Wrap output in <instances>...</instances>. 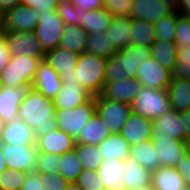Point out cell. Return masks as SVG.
Wrapping results in <instances>:
<instances>
[{
    "mask_svg": "<svg viewBox=\"0 0 190 190\" xmlns=\"http://www.w3.org/2000/svg\"><path fill=\"white\" fill-rule=\"evenodd\" d=\"M151 56L162 66L173 71L177 54V46L173 41L156 40L151 45Z\"/></svg>",
    "mask_w": 190,
    "mask_h": 190,
    "instance_id": "cell-36",
    "label": "cell"
},
{
    "mask_svg": "<svg viewBox=\"0 0 190 190\" xmlns=\"http://www.w3.org/2000/svg\"><path fill=\"white\" fill-rule=\"evenodd\" d=\"M57 11L65 24L80 26L82 13L85 11L75 7L71 0H59Z\"/></svg>",
    "mask_w": 190,
    "mask_h": 190,
    "instance_id": "cell-42",
    "label": "cell"
},
{
    "mask_svg": "<svg viewBox=\"0 0 190 190\" xmlns=\"http://www.w3.org/2000/svg\"><path fill=\"white\" fill-rule=\"evenodd\" d=\"M190 40V18L187 15H181L177 11L176 37L175 45H187Z\"/></svg>",
    "mask_w": 190,
    "mask_h": 190,
    "instance_id": "cell-46",
    "label": "cell"
},
{
    "mask_svg": "<svg viewBox=\"0 0 190 190\" xmlns=\"http://www.w3.org/2000/svg\"><path fill=\"white\" fill-rule=\"evenodd\" d=\"M151 184L156 190H190L176 167L160 166L152 171Z\"/></svg>",
    "mask_w": 190,
    "mask_h": 190,
    "instance_id": "cell-24",
    "label": "cell"
},
{
    "mask_svg": "<svg viewBox=\"0 0 190 190\" xmlns=\"http://www.w3.org/2000/svg\"><path fill=\"white\" fill-rule=\"evenodd\" d=\"M59 0H21V4L27 5L38 12L57 10Z\"/></svg>",
    "mask_w": 190,
    "mask_h": 190,
    "instance_id": "cell-49",
    "label": "cell"
},
{
    "mask_svg": "<svg viewBox=\"0 0 190 190\" xmlns=\"http://www.w3.org/2000/svg\"><path fill=\"white\" fill-rule=\"evenodd\" d=\"M12 55L26 54L44 59L45 51L34 31H9L2 32Z\"/></svg>",
    "mask_w": 190,
    "mask_h": 190,
    "instance_id": "cell-10",
    "label": "cell"
},
{
    "mask_svg": "<svg viewBox=\"0 0 190 190\" xmlns=\"http://www.w3.org/2000/svg\"><path fill=\"white\" fill-rule=\"evenodd\" d=\"M156 40L154 23L131 17L130 44L151 47Z\"/></svg>",
    "mask_w": 190,
    "mask_h": 190,
    "instance_id": "cell-32",
    "label": "cell"
},
{
    "mask_svg": "<svg viewBox=\"0 0 190 190\" xmlns=\"http://www.w3.org/2000/svg\"><path fill=\"white\" fill-rule=\"evenodd\" d=\"M65 190H83L80 185L75 182H70Z\"/></svg>",
    "mask_w": 190,
    "mask_h": 190,
    "instance_id": "cell-59",
    "label": "cell"
},
{
    "mask_svg": "<svg viewBox=\"0 0 190 190\" xmlns=\"http://www.w3.org/2000/svg\"><path fill=\"white\" fill-rule=\"evenodd\" d=\"M177 172L190 188V154H186L176 165Z\"/></svg>",
    "mask_w": 190,
    "mask_h": 190,
    "instance_id": "cell-51",
    "label": "cell"
},
{
    "mask_svg": "<svg viewBox=\"0 0 190 190\" xmlns=\"http://www.w3.org/2000/svg\"><path fill=\"white\" fill-rule=\"evenodd\" d=\"M83 190H105L97 170H83L75 181Z\"/></svg>",
    "mask_w": 190,
    "mask_h": 190,
    "instance_id": "cell-44",
    "label": "cell"
},
{
    "mask_svg": "<svg viewBox=\"0 0 190 190\" xmlns=\"http://www.w3.org/2000/svg\"><path fill=\"white\" fill-rule=\"evenodd\" d=\"M173 11L161 0H133L131 17L155 23Z\"/></svg>",
    "mask_w": 190,
    "mask_h": 190,
    "instance_id": "cell-21",
    "label": "cell"
},
{
    "mask_svg": "<svg viewBox=\"0 0 190 190\" xmlns=\"http://www.w3.org/2000/svg\"><path fill=\"white\" fill-rule=\"evenodd\" d=\"M18 4H21V0H0V13L3 15Z\"/></svg>",
    "mask_w": 190,
    "mask_h": 190,
    "instance_id": "cell-55",
    "label": "cell"
},
{
    "mask_svg": "<svg viewBox=\"0 0 190 190\" xmlns=\"http://www.w3.org/2000/svg\"><path fill=\"white\" fill-rule=\"evenodd\" d=\"M60 155L38 151L35 165V172L37 173H58Z\"/></svg>",
    "mask_w": 190,
    "mask_h": 190,
    "instance_id": "cell-43",
    "label": "cell"
},
{
    "mask_svg": "<svg viewBox=\"0 0 190 190\" xmlns=\"http://www.w3.org/2000/svg\"><path fill=\"white\" fill-rule=\"evenodd\" d=\"M2 27V14L0 13V28Z\"/></svg>",
    "mask_w": 190,
    "mask_h": 190,
    "instance_id": "cell-64",
    "label": "cell"
},
{
    "mask_svg": "<svg viewBox=\"0 0 190 190\" xmlns=\"http://www.w3.org/2000/svg\"><path fill=\"white\" fill-rule=\"evenodd\" d=\"M177 59L172 71V77L190 79V40L187 45L176 49Z\"/></svg>",
    "mask_w": 190,
    "mask_h": 190,
    "instance_id": "cell-40",
    "label": "cell"
},
{
    "mask_svg": "<svg viewBox=\"0 0 190 190\" xmlns=\"http://www.w3.org/2000/svg\"><path fill=\"white\" fill-rule=\"evenodd\" d=\"M74 151L81 160L84 170H96L103 159L97 145L76 142Z\"/></svg>",
    "mask_w": 190,
    "mask_h": 190,
    "instance_id": "cell-38",
    "label": "cell"
},
{
    "mask_svg": "<svg viewBox=\"0 0 190 190\" xmlns=\"http://www.w3.org/2000/svg\"><path fill=\"white\" fill-rule=\"evenodd\" d=\"M41 60L26 54L12 55L0 75V86L31 85Z\"/></svg>",
    "mask_w": 190,
    "mask_h": 190,
    "instance_id": "cell-4",
    "label": "cell"
},
{
    "mask_svg": "<svg viewBox=\"0 0 190 190\" xmlns=\"http://www.w3.org/2000/svg\"><path fill=\"white\" fill-rule=\"evenodd\" d=\"M103 159L124 160L129 157L130 144L120 133H111L98 145Z\"/></svg>",
    "mask_w": 190,
    "mask_h": 190,
    "instance_id": "cell-28",
    "label": "cell"
},
{
    "mask_svg": "<svg viewBox=\"0 0 190 190\" xmlns=\"http://www.w3.org/2000/svg\"><path fill=\"white\" fill-rule=\"evenodd\" d=\"M20 190H45L43 179H39V173L27 172L25 181Z\"/></svg>",
    "mask_w": 190,
    "mask_h": 190,
    "instance_id": "cell-50",
    "label": "cell"
},
{
    "mask_svg": "<svg viewBox=\"0 0 190 190\" xmlns=\"http://www.w3.org/2000/svg\"><path fill=\"white\" fill-rule=\"evenodd\" d=\"M18 118L34 130L36 139L56 128L55 105L53 99L45 97L30 88L19 104Z\"/></svg>",
    "mask_w": 190,
    "mask_h": 190,
    "instance_id": "cell-1",
    "label": "cell"
},
{
    "mask_svg": "<svg viewBox=\"0 0 190 190\" xmlns=\"http://www.w3.org/2000/svg\"><path fill=\"white\" fill-rule=\"evenodd\" d=\"M0 144L36 145L34 130L19 118L6 122Z\"/></svg>",
    "mask_w": 190,
    "mask_h": 190,
    "instance_id": "cell-20",
    "label": "cell"
},
{
    "mask_svg": "<svg viewBox=\"0 0 190 190\" xmlns=\"http://www.w3.org/2000/svg\"><path fill=\"white\" fill-rule=\"evenodd\" d=\"M60 160L58 172L69 182H75L84 169L74 149L62 153Z\"/></svg>",
    "mask_w": 190,
    "mask_h": 190,
    "instance_id": "cell-37",
    "label": "cell"
},
{
    "mask_svg": "<svg viewBox=\"0 0 190 190\" xmlns=\"http://www.w3.org/2000/svg\"><path fill=\"white\" fill-rule=\"evenodd\" d=\"M27 172L7 168L0 174V190H20Z\"/></svg>",
    "mask_w": 190,
    "mask_h": 190,
    "instance_id": "cell-41",
    "label": "cell"
},
{
    "mask_svg": "<svg viewBox=\"0 0 190 190\" xmlns=\"http://www.w3.org/2000/svg\"><path fill=\"white\" fill-rule=\"evenodd\" d=\"M133 0H103V7L113 16L130 17Z\"/></svg>",
    "mask_w": 190,
    "mask_h": 190,
    "instance_id": "cell-45",
    "label": "cell"
},
{
    "mask_svg": "<svg viewBox=\"0 0 190 190\" xmlns=\"http://www.w3.org/2000/svg\"><path fill=\"white\" fill-rule=\"evenodd\" d=\"M122 186L128 190H135L141 186L151 184L152 171L144 168L136 160L128 157L123 160Z\"/></svg>",
    "mask_w": 190,
    "mask_h": 190,
    "instance_id": "cell-23",
    "label": "cell"
},
{
    "mask_svg": "<svg viewBox=\"0 0 190 190\" xmlns=\"http://www.w3.org/2000/svg\"><path fill=\"white\" fill-rule=\"evenodd\" d=\"M130 17L114 16L111 25L106 30L108 38L119 50L130 45Z\"/></svg>",
    "mask_w": 190,
    "mask_h": 190,
    "instance_id": "cell-34",
    "label": "cell"
},
{
    "mask_svg": "<svg viewBox=\"0 0 190 190\" xmlns=\"http://www.w3.org/2000/svg\"><path fill=\"white\" fill-rule=\"evenodd\" d=\"M157 160L161 166L176 167L178 162L187 154L185 142L173 138L151 137Z\"/></svg>",
    "mask_w": 190,
    "mask_h": 190,
    "instance_id": "cell-13",
    "label": "cell"
},
{
    "mask_svg": "<svg viewBox=\"0 0 190 190\" xmlns=\"http://www.w3.org/2000/svg\"><path fill=\"white\" fill-rule=\"evenodd\" d=\"M142 84L136 77L108 82L104 85L101 95L104 98L131 104Z\"/></svg>",
    "mask_w": 190,
    "mask_h": 190,
    "instance_id": "cell-18",
    "label": "cell"
},
{
    "mask_svg": "<svg viewBox=\"0 0 190 190\" xmlns=\"http://www.w3.org/2000/svg\"><path fill=\"white\" fill-rule=\"evenodd\" d=\"M38 21L34 33L39 39L43 50L47 52L58 47L65 26V22L58 11L39 12Z\"/></svg>",
    "mask_w": 190,
    "mask_h": 190,
    "instance_id": "cell-7",
    "label": "cell"
},
{
    "mask_svg": "<svg viewBox=\"0 0 190 190\" xmlns=\"http://www.w3.org/2000/svg\"><path fill=\"white\" fill-rule=\"evenodd\" d=\"M179 117L182 119L185 132V140L190 137V109L185 111H179Z\"/></svg>",
    "mask_w": 190,
    "mask_h": 190,
    "instance_id": "cell-54",
    "label": "cell"
},
{
    "mask_svg": "<svg viewBox=\"0 0 190 190\" xmlns=\"http://www.w3.org/2000/svg\"><path fill=\"white\" fill-rule=\"evenodd\" d=\"M96 113L95 95L72 109H55L56 127L72 135L79 136L85 123Z\"/></svg>",
    "mask_w": 190,
    "mask_h": 190,
    "instance_id": "cell-5",
    "label": "cell"
},
{
    "mask_svg": "<svg viewBox=\"0 0 190 190\" xmlns=\"http://www.w3.org/2000/svg\"><path fill=\"white\" fill-rule=\"evenodd\" d=\"M93 95L82 85L63 83L53 98L55 109H72L90 99Z\"/></svg>",
    "mask_w": 190,
    "mask_h": 190,
    "instance_id": "cell-22",
    "label": "cell"
},
{
    "mask_svg": "<svg viewBox=\"0 0 190 190\" xmlns=\"http://www.w3.org/2000/svg\"><path fill=\"white\" fill-rule=\"evenodd\" d=\"M135 190H156L152 184H149L147 186H141L140 188H137Z\"/></svg>",
    "mask_w": 190,
    "mask_h": 190,
    "instance_id": "cell-60",
    "label": "cell"
},
{
    "mask_svg": "<svg viewBox=\"0 0 190 190\" xmlns=\"http://www.w3.org/2000/svg\"><path fill=\"white\" fill-rule=\"evenodd\" d=\"M71 2L84 11L103 8V0H71Z\"/></svg>",
    "mask_w": 190,
    "mask_h": 190,
    "instance_id": "cell-53",
    "label": "cell"
},
{
    "mask_svg": "<svg viewBox=\"0 0 190 190\" xmlns=\"http://www.w3.org/2000/svg\"><path fill=\"white\" fill-rule=\"evenodd\" d=\"M62 85L63 82L60 75L42 59L38 64L31 87L45 97L53 99L60 91Z\"/></svg>",
    "mask_w": 190,
    "mask_h": 190,
    "instance_id": "cell-15",
    "label": "cell"
},
{
    "mask_svg": "<svg viewBox=\"0 0 190 190\" xmlns=\"http://www.w3.org/2000/svg\"><path fill=\"white\" fill-rule=\"evenodd\" d=\"M87 36L88 33L80 26L65 24L58 47L80 54L85 51Z\"/></svg>",
    "mask_w": 190,
    "mask_h": 190,
    "instance_id": "cell-33",
    "label": "cell"
},
{
    "mask_svg": "<svg viewBox=\"0 0 190 190\" xmlns=\"http://www.w3.org/2000/svg\"><path fill=\"white\" fill-rule=\"evenodd\" d=\"M31 85L0 86V119L5 123L18 118L19 104Z\"/></svg>",
    "mask_w": 190,
    "mask_h": 190,
    "instance_id": "cell-12",
    "label": "cell"
},
{
    "mask_svg": "<svg viewBox=\"0 0 190 190\" xmlns=\"http://www.w3.org/2000/svg\"><path fill=\"white\" fill-rule=\"evenodd\" d=\"M136 78L148 88L167 89L172 79V72L150 56L139 65Z\"/></svg>",
    "mask_w": 190,
    "mask_h": 190,
    "instance_id": "cell-11",
    "label": "cell"
},
{
    "mask_svg": "<svg viewBox=\"0 0 190 190\" xmlns=\"http://www.w3.org/2000/svg\"><path fill=\"white\" fill-rule=\"evenodd\" d=\"M129 157L136 160L144 168L154 171L161 165L157 160V152L151 139L130 146Z\"/></svg>",
    "mask_w": 190,
    "mask_h": 190,
    "instance_id": "cell-31",
    "label": "cell"
},
{
    "mask_svg": "<svg viewBox=\"0 0 190 190\" xmlns=\"http://www.w3.org/2000/svg\"><path fill=\"white\" fill-rule=\"evenodd\" d=\"M113 17L104 7L85 11L81 16L80 27L88 34L105 32L111 25Z\"/></svg>",
    "mask_w": 190,
    "mask_h": 190,
    "instance_id": "cell-29",
    "label": "cell"
},
{
    "mask_svg": "<svg viewBox=\"0 0 190 190\" xmlns=\"http://www.w3.org/2000/svg\"><path fill=\"white\" fill-rule=\"evenodd\" d=\"M96 114H98L110 133H120L127 118L132 113L131 104L95 95Z\"/></svg>",
    "mask_w": 190,
    "mask_h": 190,
    "instance_id": "cell-6",
    "label": "cell"
},
{
    "mask_svg": "<svg viewBox=\"0 0 190 190\" xmlns=\"http://www.w3.org/2000/svg\"><path fill=\"white\" fill-rule=\"evenodd\" d=\"M153 120L131 113L127 118L120 134L130 146L151 139Z\"/></svg>",
    "mask_w": 190,
    "mask_h": 190,
    "instance_id": "cell-19",
    "label": "cell"
},
{
    "mask_svg": "<svg viewBox=\"0 0 190 190\" xmlns=\"http://www.w3.org/2000/svg\"><path fill=\"white\" fill-rule=\"evenodd\" d=\"M178 12L181 15H190V0H180Z\"/></svg>",
    "mask_w": 190,
    "mask_h": 190,
    "instance_id": "cell-56",
    "label": "cell"
},
{
    "mask_svg": "<svg viewBox=\"0 0 190 190\" xmlns=\"http://www.w3.org/2000/svg\"><path fill=\"white\" fill-rule=\"evenodd\" d=\"M7 168L32 172L35 170L36 145L0 144Z\"/></svg>",
    "mask_w": 190,
    "mask_h": 190,
    "instance_id": "cell-9",
    "label": "cell"
},
{
    "mask_svg": "<svg viewBox=\"0 0 190 190\" xmlns=\"http://www.w3.org/2000/svg\"><path fill=\"white\" fill-rule=\"evenodd\" d=\"M122 80L121 62L116 55L111 56L106 60L104 85L108 82Z\"/></svg>",
    "mask_w": 190,
    "mask_h": 190,
    "instance_id": "cell-47",
    "label": "cell"
},
{
    "mask_svg": "<svg viewBox=\"0 0 190 190\" xmlns=\"http://www.w3.org/2000/svg\"><path fill=\"white\" fill-rule=\"evenodd\" d=\"M106 60V58L84 51L78 56L75 70L67 72L61 80L63 83L80 84L92 95L101 94L104 88Z\"/></svg>",
    "mask_w": 190,
    "mask_h": 190,
    "instance_id": "cell-2",
    "label": "cell"
},
{
    "mask_svg": "<svg viewBox=\"0 0 190 190\" xmlns=\"http://www.w3.org/2000/svg\"><path fill=\"white\" fill-rule=\"evenodd\" d=\"M75 143V138L72 135L57 127L36 139L38 151L56 155H61L64 152L73 150Z\"/></svg>",
    "mask_w": 190,
    "mask_h": 190,
    "instance_id": "cell-17",
    "label": "cell"
},
{
    "mask_svg": "<svg viewBox=\"0 0 190 190\" xmlns=\"http://www.w3.org/2000/svg\"><path fill=\"white\" fill-rule=\"evenodd\" d=\"M111 133L108 131L102 118L98 114H94L87 123H85L79 136L75 139V142L98 145Z\"/></svg>",
    "mask_w": 190,
    "mask_h": 190,
    "instance_id": "cell-30",
    "label": "cell"
},
{
    "mask_svg": "<svg viewBox=\"0 0 190 190\" xmlns=\"http://www.w3.org/2000/svg\"><path fill=\"white\" fill-rule=\"evenodd\" d=\"M38 14L36 9L18 4L2 15V32L34 31L39 22Z\"/></svg>",
    "mask_w": 190,
    "mask_h": 190,
    "instance_id": "cell-8",
    "label": "cell"
},
{
    "mask_svg": "<svg viewBox=\"0 0 190 190\" xmlns=\"http://www.w3.org/2000/svg\"><path fill=\"white\" fill-rule=\"evenodd\" d=\"M171 109L167 89H152L141 86L131 103V110L137 115L154 120Z\"/></svg>",
    "mask_w": 190,
    "mask_h": 190,
    "instance_id": "cell-3",
    "label": "cell"
},
{
    "mask_svg": "<svg viewBox=\"0 0 190 190\" xmlns=\"http://www.w3.org/2000/svg\"><path fill=\"white\" fill-rule=\"evenodd\" d=\"M123 161L119 159H102L99 167L96 169L101 178L105 190L117 189L122 186Z\"/></svg>",
    "mask_w": 190,
    "mask_h": 190,
    "instance_id": "cell-27",
    "label": "cell"
},
{
    "mask_svg": "<svg viewBox=\"0 0 190 190\" xmlns=\"http://www.w3.org/2000/svg\"><path fill=\"white\" fill-rule=\"evenodd\" d=\"M185 142V146H186V151L188 154H190V137L186 138Z\"/></svg>",
    "mask_w": 190,
    "mask_h": 190,
    "instance_id": "cell-61",
    "label": "cell"
},
{
    "mask_svg": "<svg viewBox=\"0 0 190 190\" xmlns=\"http://www.w3.org/2000/svg\"><path fill=\"white\" fill-rule=\"evenodd\" d=\"M173 138L185 141V132L179 111L170 109L153 120L151 137Z\"/></svg>",
    "mask_w": 190,
    "mask_h": 190,
    "instance_id": "cell-14",
    "label": "cell"
},
{
    "mask_svg": "<svg viewBox=\"0 0 190 190\" xmlns=\"http://www.w3.org/2000/svg\"><path fill=\"white\" fill-rule=\"evenodd\" d=\"M79 54L66 48L56 47L45 52L44 60L62 77L75 70Z\"/></svg>",
    "mask_w": 190,
    "mask_h": 190,
    "instance_id": "cell-25",
    "label": "cell"
},
{
    "mask_svg": "<svg viewBox=\"0 0 190 190\" xmlns=\"http://www.w3.org/2000/svg\"><path fill=\"white\" fill-rule=\"evenodd\" d=\"M4 126H5V122L0 119V140L2 137L3 130H4Z\"/></svg>",
    "mask_w": 190,
    "mask_h": 190,
    "instance_id": "cell-62",
    "label": "cell"
},
{
    "mask_svg": "<svg viewBox=\"0 0 190 190\" xmlns=\"http://www.w3.org/2000/svg\"><path fill=\"white\" fill-rule=\"evenodd\" d=\"M112 190H128V189H126L125 187H120V188L112 189Z\"/></svg>",
    "mask_w": 190,
    "mask_h": 190,
    "instance_id": "cell-63",
    "label": "cell"
},
{
    "mask_svg": "<svg viewBox=\"0 0 190 190\" xmlns=\"http://www.w3.org/2000/svg\"><path fill=\"white\" fill-rule=\"evenodd\" d=\"M177 11L162 17L154 23L156 38L163 41H173L176 37Z\"/></svg>",
    "mask_w": 190,
    "mask_h": 190,
    "instance_id": "cell-39",
    "label": "cell"
},
{
    "mask_svg": "<svg viewBox=\"0 0 190 190\" xmlns=\"http://www.w3.org/2000/svg\"><path fill=\"white\" fill-rule=\"evenodd\" d=\"M6 169H7V165H6L4 155L2 153L1 146H0V174Z\"/></svg>",
    "mask_w": 190,
    "mask_h": 190,
    "instance_id": "cell-58",
    "label": "cell"
},
{
    "mask_svg": "<svg viewBox=\"0 0 190 190\" xmlns=\"http://www.w3.org/2000/svg\"><path fill=\"white\" fill-rule=\"evenodd\" d=\"M12 53L10 52L9 46L5 40V38L0 36V75L8 64V61L11 59Z\"/></svg>",
    "mask_w": 190,
    "mask_h": 190,
    "instance_id": "cell-52",
    "label": "cell"
},
{
    "mask_svg": "<svg viewBox=\"0 0 190 190\" xmlns=\"http://www.w3.org/2000/svg\"><path fill=\"white\" fill-rule=\"evenodd\" d=\"M167 91L172 109L176 111L190 109V79L172 77Z\"/></svg>",
    "mask_w": 190,
    "mask_h": 190,
    "instance_id": "cell-26",
    "label": "cell"
},
{
    "mask_svg": "<svg viewBox=\"0 0 190 190\" xmlns=\"http://www.w3.org/2000/svg\"><path fill=\"white\" fill-rule=\"evenodd\" d=\"M167 3L169 7H171L174 11H178L180 0H161Z\"/></svg>",
    "mask_w": 190,
    "mask_h": 190,
    "instance_id": "cell-57",
    "label": "cell"
},
{
    "mask_svg": "<svg viewBox=\"0 0 190 190\" xmlns=\"http://www.w3.org/2000/svg\"><path fill=\"white\" fill-rule=\"evenodd\" d=\"M85 52L98 55L103 58H110L118 52L113 42L105 32L88 34Z\"/></svg>",
    "mask_w": 190,
    "mask_h": 190,
    "instance_id": "cell-35",
    "label": "cell"
},
{
    "mask_svg": "<svg viewBox=\"0 0 190 190\" xmlns=\"http://www.w3.org/2000/svg\"><path fill=\"white\" fill-rule=\"evenodd\" d=\"M122 68V79L136 77L139 65L151 56V48L148 46H140L130 44L125 48L119 49L115 54Z\"/></svg>",
    "mask_w": 190,
    "mask_h": 190,
    "instance_id": "cell-16",
    "label": "cell"
},
{
    "mask_svg": "<svg viewBox=\"0 0 190 190\" xmlns=\"http://www.w3.org/2000/svg\"><path fill=\"white\" fill-rule=\"evenodd\" d=\"M39 179H43L45 190H65L70 183L59 172L54 174L39 173Z\"/></svg>",
    "mask_w": 190,
    "mask_h": 190,
    "instance_id": "cell-48",
    "label": "cell"
}]
</instances>
